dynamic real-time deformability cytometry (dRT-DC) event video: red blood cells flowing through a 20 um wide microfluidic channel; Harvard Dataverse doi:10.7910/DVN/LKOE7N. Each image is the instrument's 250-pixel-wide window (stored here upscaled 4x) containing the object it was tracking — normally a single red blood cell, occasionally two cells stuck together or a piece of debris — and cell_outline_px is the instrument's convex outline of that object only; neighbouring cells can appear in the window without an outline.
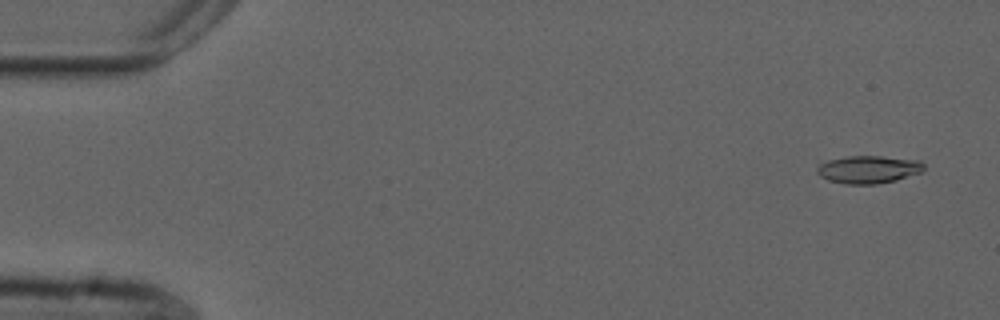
{"species": "common noctule bat (a hibernating species)", "species_latin": "Nyctalus noctula", "temperature_condition": "cold", "stored_images_in_passage": 54, "camera_frame_rate_fps": 3000, "um_per_image_px": 0.085, "animal": {"sex": "male", "forearm_length_mm": 52.5}, "frame": {"image": 1, "passage_image": 3, "time_ms": 0.667, "image_size_px": [1000, 320], "cell_outline_px": [[924, 168], [920, 172], [896, 180], [876, 184], [844, 184], [828, 180], [820, 176], [816, 172], [816, 168], [820, 164], [828, 160], [848, 156], [880, 156], [920, 160], [924, 164]], "centroid_in_image_um": [73.8, 14.4], "position_along_channel_um": 11.2, "area_um2": 17.22}}
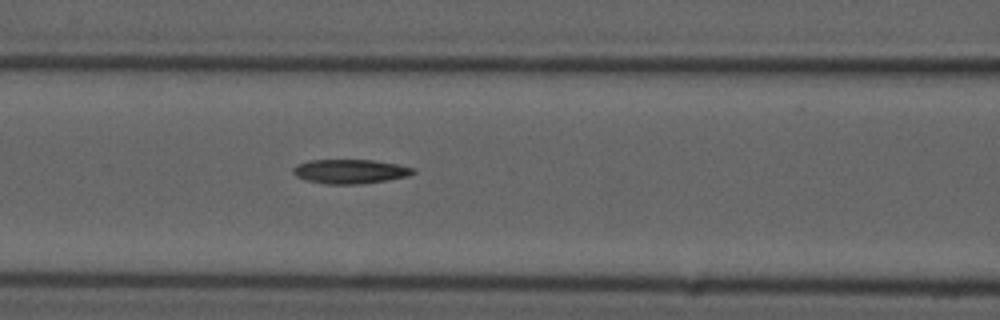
{"frame": {"image": 2, "passage_image": 23, "time_ms": 7.333, "image_size_px": [1000, 320], "cell_outline_px": [[416, 172], [408, 176], [388, 180], [360, 184], [328, 184], [304, 180], [296, 176], [292, 172], [292, 168], [296, 164], [308, 160], [372, 160], [396, 164], [416, 168]], "centroid_in_image_um": [29.74, 14.57], "position_along_channel_um": 136.9, "area_um2": 17.11}}
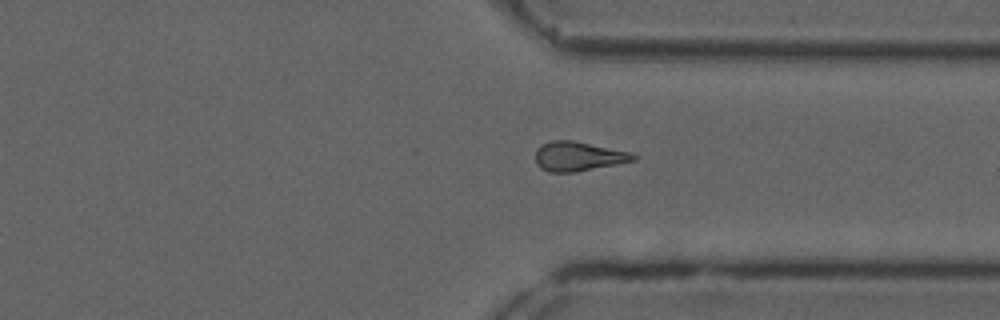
{"frame": {"image": 3, "passage_image": 41, "time_ms": 13.333, "image_size_px": [1000, 320], "cell_outline_px": [[640, 156], [636, 160], [616, 164], [572, 172], [548, 172], [540, 168], [536, 164], [536, 148], [540, 144], [552, 140], [572, 140], [632, 152]], "centroid_in_image_um": [49.15, 13.27], "position_along_channel_um": 362.2, "area_um2": 16.88}, "authors_computed_cell_mechanics": {"area_um2": 16.8487, "velocity_mm_per_s": 3.7678, "shape_relaxation_time_tau1_ms": 10.3532, "shape_relaxation_time_tau2_ms": 7.7119, "deformation_change_tau1": 0.225, "deformation_change_tau2": 0.1981}}